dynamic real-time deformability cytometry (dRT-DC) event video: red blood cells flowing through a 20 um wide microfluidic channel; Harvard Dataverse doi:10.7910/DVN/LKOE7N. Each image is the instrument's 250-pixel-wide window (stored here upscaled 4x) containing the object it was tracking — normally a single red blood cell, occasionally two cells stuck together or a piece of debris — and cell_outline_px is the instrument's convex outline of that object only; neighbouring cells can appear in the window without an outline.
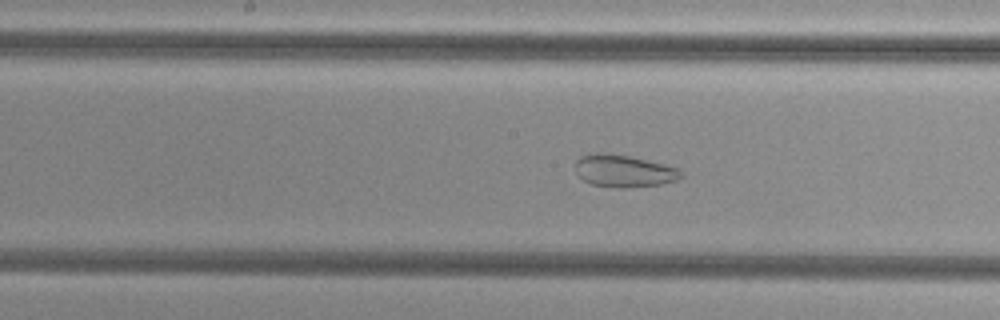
{"species": "common noctule bat (a hibernating species)", "species_latin": "Nyctalus noctula", "temperature_condition": "cold", "stored_images_in_passage": 49, "camera_frame_rate_fps": 3000, "um_per_image_px": 0.085, "animal": {"sex": "female", "body_mass_g": 29.2, "forearm_length_mm": 56.3}, "frame": {"image": 1, "passage_image": 22, "time_ms": 7.0, "image_size_px": [1000, 320], "cell_outline_px": [[684, 176], [676, 180], [660, 184], [624, 188], [620, 188], [592, 184], [576, 176], [576, 160], [580, 156], [632, 156], [680, 168], [684, 172]], "centroid_in_image_um": [53.11, 14.58], "position_along_channel_um": 195.1, "area_um2": 19.31}}
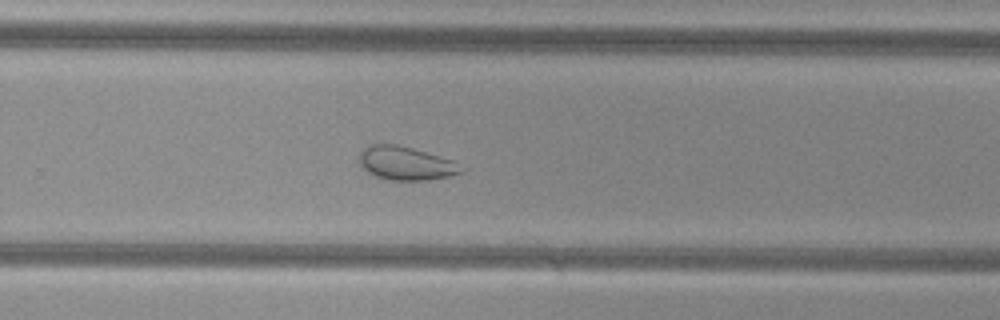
{"frame": {"image": 2, "passage_image": 30, "time_ms": 9.667, "image_size_px": [1000, 320], "cell_outline_px": [[468, 168], [452, 176], [428, 180], [388, 180], [376, 176], [360, 168], [360, 152], [364, 148], [372, 144], [396, 144], [412, 148], [456, 160]], "centroid_in_image_um": [34.56, 13.89], "position_along_channel_um": 295.2, "area_um2": 20.29}}
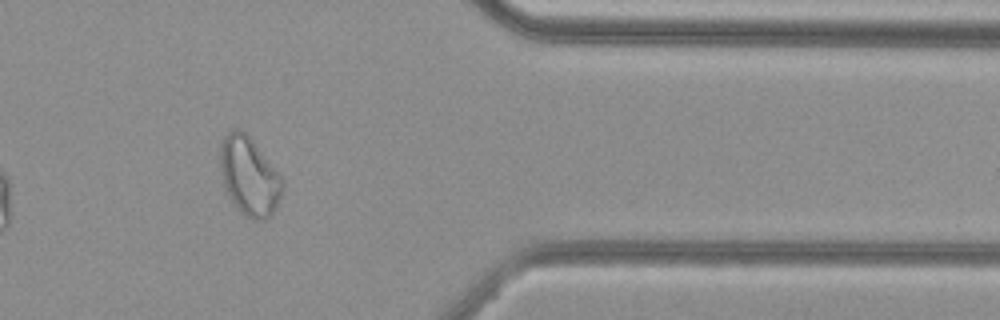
{"frame": {"image": 3, "passage_image": 39, "time_ms": 12.667, "image_size_px": [1000, 320], "cell_outline_px": [[284, 192], [272, 212], [264, 220], [252, 220], [244, 216], [240, 212], [232, 200], [224, 184], [220, 164], [220, 144], [224, 136], [232, 128], [240, 128], [252, 140], [284, 180]], "centroid_in_image_um": [21.19, 14.97], "position_along_channel_um": 390.2, "area_um2": 28.21}, "authors_computed_cell_mechanics": {"area_um2": 28.3798, "velocity_mm_per_s": 3.7601, "shape_relaxation_time_tau1_ms": null, "shape_relaxation_time_tau2_ms": 1.1682, "deformation_change_tau1": null, "deformation_change_tau2": 0.0641}}